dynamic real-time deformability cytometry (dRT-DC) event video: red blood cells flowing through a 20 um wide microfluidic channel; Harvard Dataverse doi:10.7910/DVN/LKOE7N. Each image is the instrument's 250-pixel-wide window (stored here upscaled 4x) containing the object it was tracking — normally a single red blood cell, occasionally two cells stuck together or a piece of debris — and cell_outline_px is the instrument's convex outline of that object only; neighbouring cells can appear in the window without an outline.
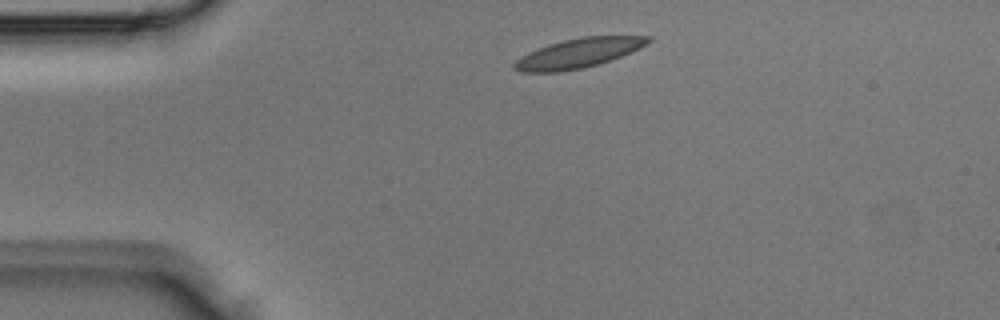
{"species": "Egyptian fruit bat (a non-hibernating species)", "species_latin": "Rousettus aegyptiacus", "temperature_condition": "room temperature", "stored_images_in_passage": 1, "camera_frame_rate_fps": 3000, "um_per_image_px": 0.085, "animal": {"sex": "male"}, "frame": {"image": 1, "passage_image": 1, "time_ms": 0.0, "image_size_px": [1000, 320], "cell_outline_px": [[652, 40], [640, 48], [620, 56], [584, 68], [560, 72], [520, 72], [512, 68], [512, 64], [520, 56], [528, 52], [548, 44], [564, 40], [584, 36], [652, 36]], "centroid_in_image_um": [49.11, 4.52], "position_along_channel_um": 35.9, "area_um2": 22.89}}